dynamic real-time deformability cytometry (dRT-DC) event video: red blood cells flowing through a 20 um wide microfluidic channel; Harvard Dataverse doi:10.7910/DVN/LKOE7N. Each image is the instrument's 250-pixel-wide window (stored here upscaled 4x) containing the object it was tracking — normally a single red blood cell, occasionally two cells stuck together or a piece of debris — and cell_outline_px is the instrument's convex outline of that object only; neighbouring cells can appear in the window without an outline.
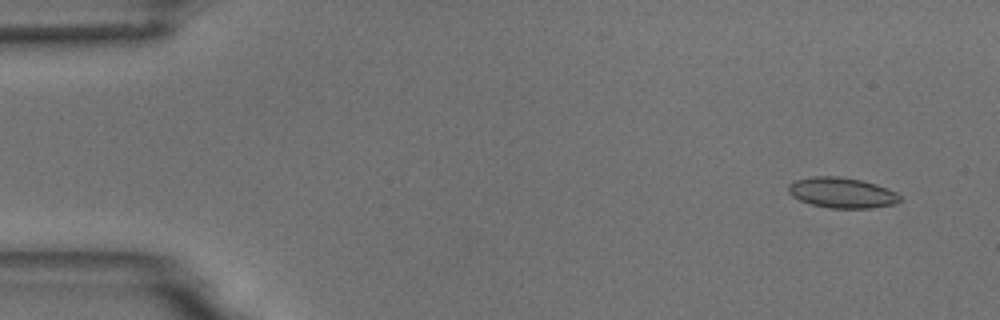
{"species": "common noctule bat (a hibernating species)", "species_latin": "Nyctalus noctula", "temperature_condition": "room temperature", "stored_images_in_passage": 55, "camera_frame_rate_fps": 3000, "um_per_image_px": 0.085, "animal": {"sex": "male", "body_mass_g": 18.8}, "frame": {"image": 1, "passage_image": 4, "time_ms": 1.0, "image_size_px": [1000, 320], "cell_outline_px": [[900, 200], [896, 204], [872, 208], [828, 208], [812, 204], [800, 200], [792, 196], [788, 192], [788, 184], [796, 180], [816, 176], [836, 176], [860, 180], [876, 184], [888, 188], [896, 192], [900, 196]], "centroid_in_image_um": [71.57, 16.39], "position_along_channel_um": 13.4, "area_um2": 19.77}}
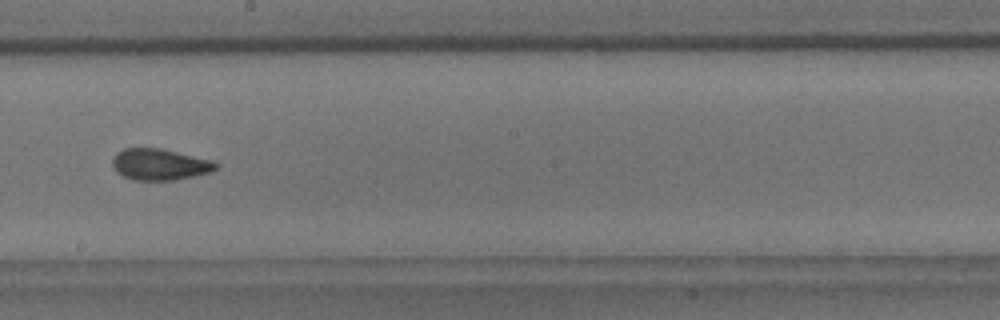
{"frame": {"image": 2, "passage_image": 31, "time_ms": 10.0, "image_size_px": [1000, 320], "cell_outline_px": [[220, 164], [212, 172], [172, 180], [132, 180], [116, 172], [112, 164], [112, 160], [116, 152], [124, 148], [160, 148], [212, 160]], "centroid_in_image_um": [13.56, 13.97], "position_along_channel_um": 234.6, "area_um2": 18.9}}
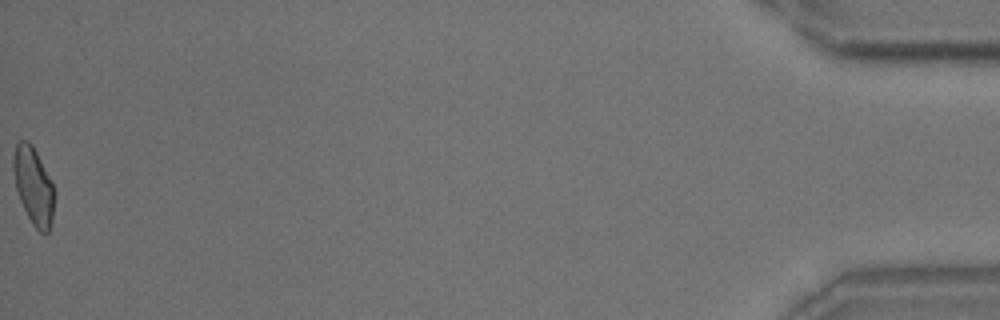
{"frame": {"image": 3, "passage_image": 55, "time_ms": 18.0, "image_size_px": [1000, 320], "cell_outline_px": [[52, 220], [48, 232], [44, 236], [32, 224], [20, 200], [16, 188], [12, 168], [12, 156], [16, 140], [28, 140], [32, 144], [52, 184]], "centroid_in_image_um": [2.78, 15.76], "position_along_channel_um": 432.4, "area_um2": 18.15}, "authors_computed_cell_mechanics": {"area_um2": 18.9006, "velocity_mm_per_s": 3.7203, "shape_relaxation_time_tau1_ms": 6.2084, "shape_relaxation_time_tau2_ms": 1.6423, "deformation_change_tau1": 0.1349, "deformation_change_tau2": 0.0776}}